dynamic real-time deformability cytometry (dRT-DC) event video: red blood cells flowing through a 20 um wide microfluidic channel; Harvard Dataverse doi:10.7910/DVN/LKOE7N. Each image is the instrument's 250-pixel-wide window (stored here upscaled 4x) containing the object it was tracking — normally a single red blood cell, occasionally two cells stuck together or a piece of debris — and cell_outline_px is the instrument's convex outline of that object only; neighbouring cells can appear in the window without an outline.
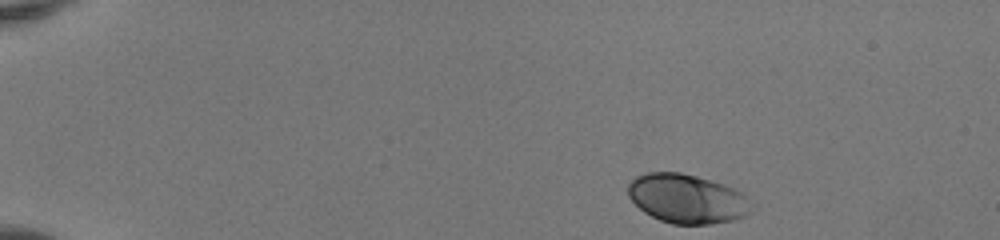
{"species": "human", "species_latin": "Homo sapiens", "temperature_condition": "room temperature", "stored_images_in_passage": 44, "camera_frame_rate_fps": 3000, "um_per_image_px": 0.085, "donor": {"sex": "female"}, "frame": {"image": 1, "passage_image": 1, "time_ms": 0.0, "image_size_px": [1000, 240], "cell_outline_px": [[756, 208], [752, 212], [744, 216], [732, 220], [708, 224], [672, 224], [660, 220], [644, 212], [628, 196], [628, 184], [636, 176], [648, 172], [680, 172], [696, 176], [724, 184], [736, 188], [756, 204]], "centroid_in_image_um": [58.46, 16.89], "position_along_channel_um": 26.5, "area_um2": 35.66}}
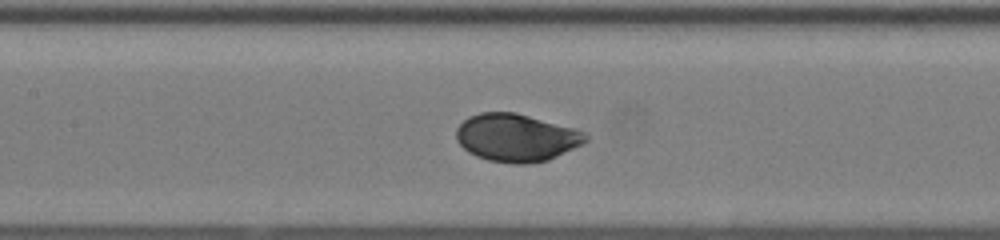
{"frame": {"image": 2, "passage_image": 19, "time_ms": 6.0, "image_size_px": [1000, 240], "cell_outline_px": [[588, 140], [584, 144], [548, 160], [528, 164], [512, 164], [488, 160], [476, 156], [468, 152], [456, 140], [456, 128], [468, 116], [480, 112], [516, 112], [576, 128], [584, 132], [588, 136]], "centroid_in_image_um": [43.9, 11.7], "position_along_channel_um": 163.5, "area_um2": 36.36}}
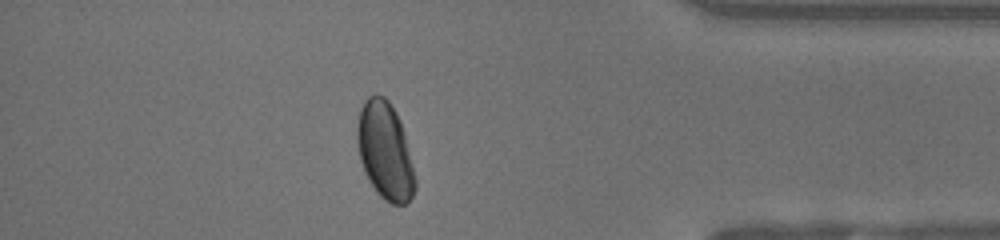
{"frame": {"image": 3, "passage_image": 38, "time_ms": 12.333, "image_size_px": [1000, 240], "cell_outline_px": [[416, 188], [412, 196], [404, 204], [392, 204], [384, 200], [376, 192], [368, 180], [364, 172], [360, 160], [356, 140], [356, 128], [360, 108], [364, 100], [368, 96], [384, 96], [388, 100], [396, 112], [400, 120], [416, 180]], "centroid_in_image_um": [32.7, 12.84], "position_along_channel_um": 402.5, "area_um2": 32.77}, "authors_computed_cell_mechanics": {"area_um2": 35.2002, "velocity_mm_per_s": 4.1275, "shape_relaxation_time_tau1_ms": 1.9369, "shape_relaxation_time_tau2_ms": null, "deformation_change_tau1": 0.1095, "deformation_change_tau2": null}}